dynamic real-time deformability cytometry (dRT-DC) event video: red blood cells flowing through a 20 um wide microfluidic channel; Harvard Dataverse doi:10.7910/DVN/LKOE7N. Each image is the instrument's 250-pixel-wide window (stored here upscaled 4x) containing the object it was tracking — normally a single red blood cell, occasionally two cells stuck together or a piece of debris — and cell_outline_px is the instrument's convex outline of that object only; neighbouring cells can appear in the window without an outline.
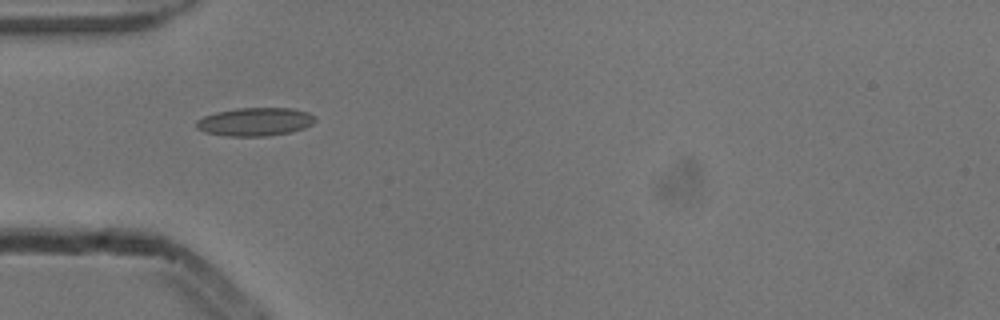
{"species": "common noctule bat (a hibernating species)", "species_latin": "Nyctalus noctula", "temperature_condition": "cold", "stored_images_in_passage": 5, "camera_frame_rate_fps": 3000, "um_per_image_px": 0.085, "animal": {"sex": "male", "body_mass_g": 13.3}, "frame": {"image": 1, "passage_image": 3, "time_ms": 0.667, "image_size_px": [1000, 320], "cell_outline_px": [[316, 120], [312, 124], [304, 128], [288, 132], [264, 136], [228, 136], [204, 132], [196, 128], [196, 120], [204, 116], [216, 112], [236, 108], [292, 108], [308, 112], [316, 116]], "centroid_in_image_um": [21.68, 10.34], "position_along_channel_um": 63.3, "area_um2": 19.59}}
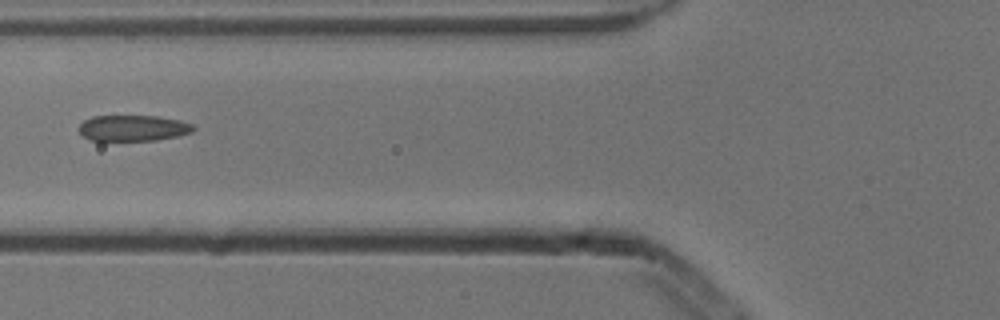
{"frame": {"image": 2, "passage_image": 4, "time_ms": 1.0, "image_size_px": [1000, 320], "cell_outline_px": [[196, 128], [192, 132], [176, 136], [156, 140], [88, 140], [80, 136], [76, 128], [84, 120], [92, 116], [156, 116], [180, 120], [192, 124]], "centroid_in_image_um": [11.25, 10.88], "position_along_channel_um": 114.6, "area_um2": 17.46}}
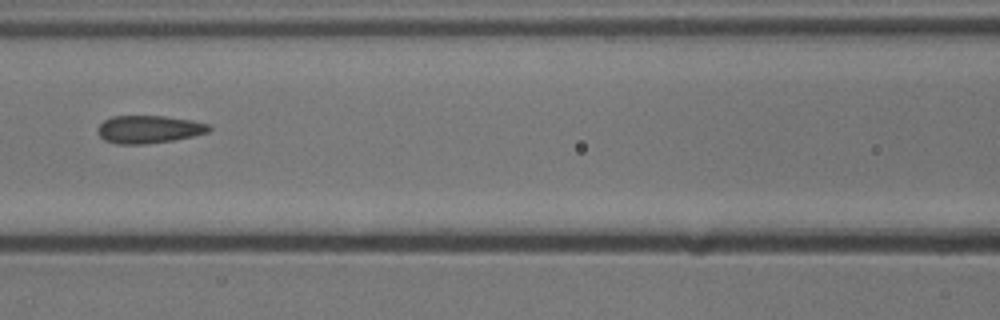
{"frame": {"image": 3, "passage_image": 5, "time_ms": 1.333, "image_size_px": [1000, 320], "cell_outline_px": [[212, 128], [208, 132], [192, 136], [172, 140], [148, 144], [116, 144], [104, 140], [100, 136], [96, 128], [104, 120], [112, 116], [164, 116], [192, 120], [208, 124]], "centroid_in_image_um": [12.63, 10.99], "position_along_channel_um": 154.0, "area_um2": 18.03}}